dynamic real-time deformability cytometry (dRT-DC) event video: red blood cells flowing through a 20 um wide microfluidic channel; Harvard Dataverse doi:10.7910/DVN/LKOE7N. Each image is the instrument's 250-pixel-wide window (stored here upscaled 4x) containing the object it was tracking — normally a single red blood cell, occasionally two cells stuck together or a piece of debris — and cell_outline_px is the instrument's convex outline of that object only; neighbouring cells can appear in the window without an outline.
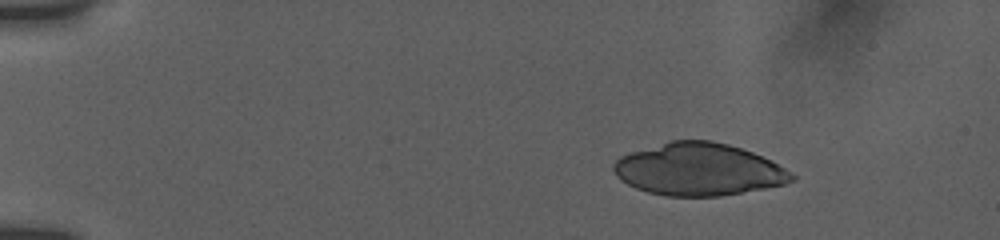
{"species": "human", "species_latin": "Homo sapiens", "temperature_condition": "room temperature", "stored_images_in_passage": 16, "camera_frame_rate_fps": 3000, "um_per_image_px": 0.085, "donor": {"sex": "female"}, "frame": {"image": 1, "passage_image": 1, "time_ms": 0.0, "image_size_px": [1000, 240], "cell_outline_px": [[796, 180], [784, 184], [764, 188], [720, 196], [664, 196], [648, 192], [636, 188], [620, 180], [616, 176], [612, 168], [612, 164], [620, 156], [632, 152], [672, 140], [708, 140], [740, 148], [752, 152], [792, 172], [796, 176]], "centroid_in_image_um": [59.35, 14.41], "position_along_channel_um": 25.6, "area_um2": 53.93}}